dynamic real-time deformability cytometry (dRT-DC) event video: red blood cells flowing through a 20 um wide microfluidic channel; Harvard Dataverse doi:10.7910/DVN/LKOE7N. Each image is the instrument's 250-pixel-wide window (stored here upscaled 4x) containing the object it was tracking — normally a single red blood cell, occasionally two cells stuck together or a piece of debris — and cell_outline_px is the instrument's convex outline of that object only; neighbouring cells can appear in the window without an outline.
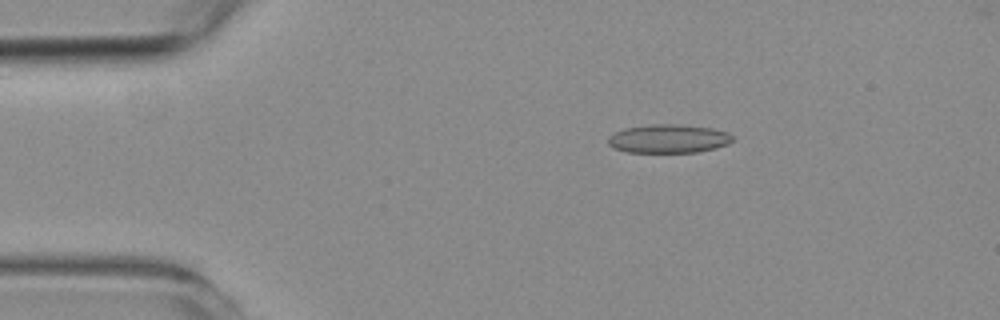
{"species": "common noctule bat (a hibernating species)", "species_latin": "Nyctalus noctula", "temperature_condition": "room temperature", "stored_images_in_passage": 9, "camera_frame_rate_fps": 3000, "um_per_image_px": 0.085, "animal": {"sex": "female", "body_mass_g": 19.3, "forearm_length_mm": 54.1}, "frame": {"image": 1, "passage_image": 1, "time_ms": 0.0, "image_size_px": [1000, 320], "cell_outline_px": [[732, 140], [728, 144], [716, 148], [696, 152], [624, 152], [612, 148], [608, 144], [608, 136], [624, 128], [652, 124], [676, 124], [712, 128], [728, 132], [732, 136]], "centroid_in_image_um": [56.79, 11.79], "position_along_channel_um": 28.2, "area_um2": 20.81}}
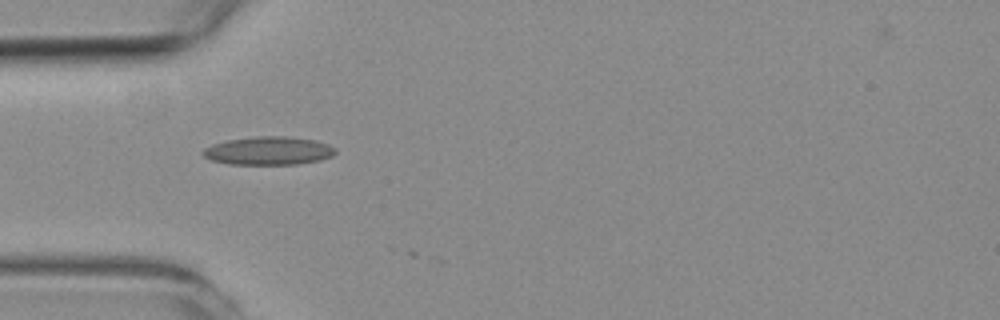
{"frame": {"image": 2, "passage_image": 8, "time_ms": 2.333, "image_size_px": [1000, 320], "cell_outline_px": [[336, 152], [332, 156], [320, 160], [296, 164], [228, 164], [212, 160], [204, 156], [200, 152], [204, 148], [212, 144], [228, 140], [256, 136], [284, 136], [316, 140], [328, 144], [336, 148]], "centroid_in_image_um": [22.83, 12.81], "position_along_channel_um": 62.2, "area_um2": 21.85}}